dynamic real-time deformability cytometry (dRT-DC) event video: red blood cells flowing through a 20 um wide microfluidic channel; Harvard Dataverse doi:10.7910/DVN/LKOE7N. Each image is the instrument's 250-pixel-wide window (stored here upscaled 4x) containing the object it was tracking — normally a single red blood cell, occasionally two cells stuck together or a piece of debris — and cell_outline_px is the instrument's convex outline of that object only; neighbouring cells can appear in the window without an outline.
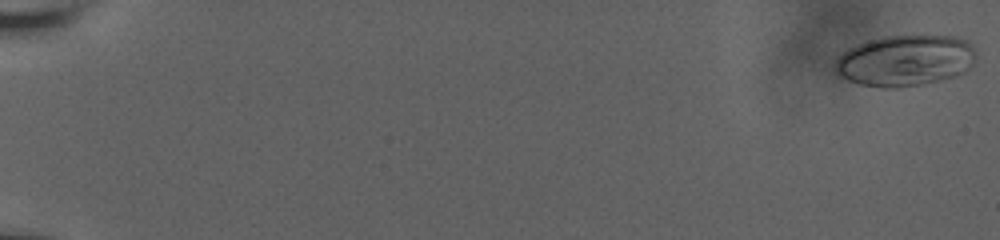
{"species": "human", "species_latin": "Homo sapiens", "temperature_condition": "room temperature", "stored_images_in_passage": 60, "camera_frame_rate_fps": 3000, "um_per_image_px": 0.085, "donor": {"sex": "male"}, "frame": {"image": 1, "passage_image": 1, "time_ms": 0.0, "image_size_px": [1000, 240], "cell_outline_px": [[976, 56], [972, 64], [964, 72], [956, 76], [924, 84], [896, 88], [880, 88], [860, 84], [848, 80], [840, 76], [836, 72], [836, 60], [848, 48], [864, 40], [884, 36], [952, 36], [968, 40], [976, 52]], "centroid_in_image_um": [76.94, 5.15], "position_along_channel_um": 8.1, "area_um2": 42.19}}
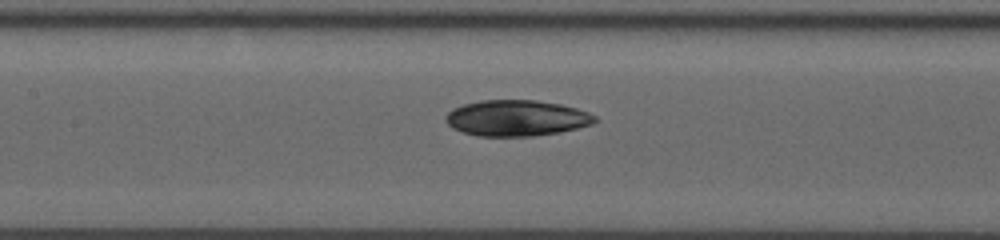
{"frame": {"image": 2, "passage_image": 32, "time_ms": 10.333, "image_size_px": [1000, 240], "cell_outline_px": [[596, 120], [592, 124], [560, 132], [532, 136], [476, 136], [452, 128], [444, 120], [444, 116], [452, 108], [464, 104], [480, 100], [536, 100], [560, 104], [576, 108], [588, 112], [596, 116]], "centroid_in_image_um": [43.87, 10.03], "position_along_channel_um": 163.5, "area_um2": 31.33}}
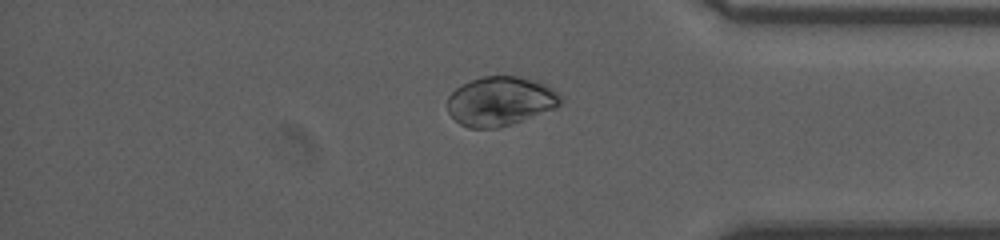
{"frame": {"image": 3, "passage_image": 52, "time_ms": 17.0, "image_size_px": [1000, 240], "cell_outline_px": [[560, 104], [556, 108], [512, 124], [496, 128], [468, 128], [460, 124], [448, 112], [448, 96], [456, 88], [480, 76], [516, 76], [536, 80], [552, 88], [560, 96]], "centroid_in_image_um": [42.52, 8.6], "position_along_channel_um": 392.7, "area_um2": 32.31}, "authors_computed_cell_mechanics": {"area_um2": 33.0905, "velocity_mm_per_s": 3.631, "shape_relaxation_time_tau1_ms": 5.8902, "shape_relaxation_time_tau2_ms": null, "deformation_change_tau1": 0.0884, "deformation_change_tau2": null}}